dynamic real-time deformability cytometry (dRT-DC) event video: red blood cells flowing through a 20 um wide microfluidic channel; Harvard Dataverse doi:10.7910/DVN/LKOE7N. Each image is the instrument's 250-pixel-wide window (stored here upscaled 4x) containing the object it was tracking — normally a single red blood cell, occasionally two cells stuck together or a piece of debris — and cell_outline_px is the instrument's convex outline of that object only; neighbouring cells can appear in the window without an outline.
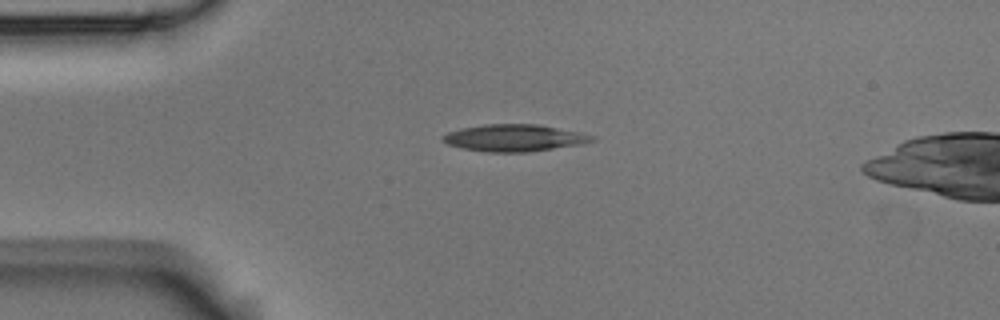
{"species": "Egyptian fruit bat (a non-hibernating species)", "species_latin": "Rousettus aegyptiacus", "temperature_condition": "room temperature", "stored_images_in_passage": 5, "camera_frame_rate_fps": 3000, "um_per_image_px": 0.085, "animal": {"sex": "male"}, "frame": {"image": 1, "passage_image": 1, "time_ms": 0.0, "image_size_px": [1000, 320], "cell_outline_px": [[596, 140], [580, 144], [528, 152], [488, 152], [460, 148], [448, 144], [440, 136], [448, 132], [460, 128], [484, 124], [536, 124], [580, 132], [596, 136]], "centroid_in_image_um": [43.7, 11.72], "position_along_channel_um": 41.3, "area_um2": 23.41}}
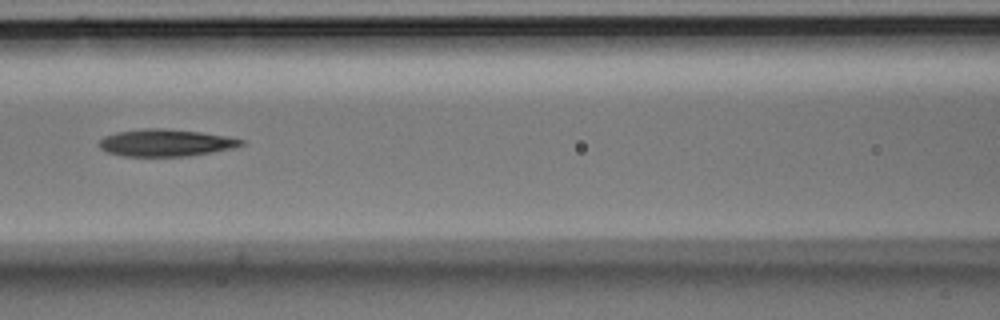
{"frame": {"image": 2, "passage_image": 4, "time_ms": 1.0, "image_size_px": [1000, 320], "cell_outline_px": [[244, 144], [232, 148], [212, 152], [188, 156], [120, 156], [108, 152], [100, 148], [96, 144], [104, 136], [116, 132], [144, 128], [164, 128], [200, 132], [228, 136], [244, 140]], "centroid_in_image_um": [14.05, 12.13], "position_along_channel_um": 152.6, "area_um2": 22.54}}
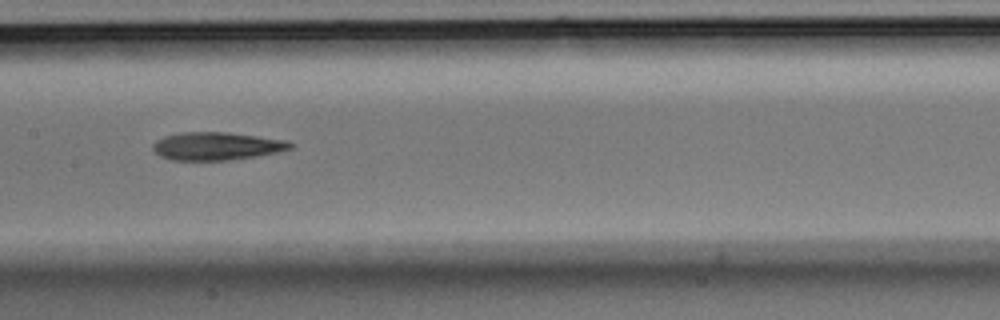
{"frame": {"image": 3, "passage_image": 5, "time_ms": 1.333, "image_size_px": [1000, 320], "cell_outline_px": [[296, 144], [292, 148], [280, 152], [256, 156], [228, 160], [172, 160], [160, 156], [152, 148], [152, 144], [156, 140], [164, 136], [184, 132], [224, 132], [288, 140]], "centroid_in_image_um": [18.44, 12.42], "position_along_channel_um": 189.0, "area_um2": 22.43}}